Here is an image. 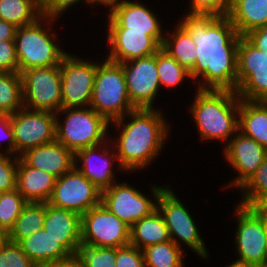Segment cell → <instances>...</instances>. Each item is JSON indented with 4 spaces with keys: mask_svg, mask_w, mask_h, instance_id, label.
I'll return each instance as SVG.
<instances>
[{
    "mask_svg": "<svg viewBox=\"0 0 267 267\" xmlns=\"http://www.w3.org/2000/svg\"><path fill=\"white\" fill-rule=\"evenodd\" d=\"M180 24L196 44L197 58L190 76L194 82L201 76L204 79L205 84L199 82L198 89L236 91L238 43L241 36L231 20L227 16L188 13Z\"/></svg>",
    "mask_w": 267,
    "mask_h": 267,
    "instance_id": "6da1fadb",
    "label": "cell"
},
{
    "mask_svg": "<svg viewBox=\"0 0 267 267\" xmlns=\"http://www.w3.org/2000/svg\"><path fill=\"white\" fill-rule=\"evenodd\" d=\"M128 115L132 120L127 124L123 123L124 116L113 121L117 127H124L115 146L118 168L127 171L146 167L163 147L169 130L164 116L153 108H137Z\"/></svg>",
    "mask_w": 267,
    "mask_h": 267,
    "instance_id": "7a4b0ae2",
    "label": "cell"
},
{
    "mask_svg": "<svg viewBox=\"0 0 267 267\" xmlns=\"http://www.w3.org/2000/svg\"><path fill=\"white\" fill-rule=\"evenodd\" d=\"M191 107L202 140L225 141L238 131L240 99L236 91L197 89Z\"/></svg>",
    "mask_w": 267,
    "mask_h": 267,
    "instance_id": "3957f363",
    "label": "cell"
},
{
    "mask_svg": "<svg viewBox=\"0 0 267 267\" xmlns=\"http://www.w3.org/2000/svg\"><path fill=\"white\" fill-rule=\"evenodd\" d=\"M90 107L112 124L137 109L129 98L121 63L106 59L97 64Z\"/></svg>",
    "mask_w": 267,
    "mask_h": 267,
    "instance_id": "277c9868",
    "label": "cell"
},
{
    "mask_svg": "<svg viewBox=\"0 0 267 267\" xmlns=\"http://www.w3.org/2000/svg\"><path fill=\"white\" fill-rule=\"evenodd\" d=\"M44 19L48 24H52L50 21L56 18L42 15L34 23L17 28L14 41L19 73L32 68L60 65L67 55L54 43L56 34L51 35L48 30L42 28L41 20Z\"/></svg>",
    "mask_w": 267,
    "mask_h": 267,
    "instance_id": "5b68a950",
    "label": "cell"
},
{
    "mask_svg": "<svg viewBox=\"0 0 267 267\" xmlns=\"http://www.w3.org/2000/svg\"><path fill=\"white\" fill-rule=\"evenodd\" d=\"M61 108L66 113L63 124L56 119V140L70 149L74 154L83 148L101 145L104 143L109 123L99 115L92 107ZM103 139V140H102Z\"/></svg>",
    "mask_w": 267,
    "mask_h": 267,
    "instance_id": "8992f818",
    "label": "cell"
},
{
    "mask_svg": "<svg viewBox=\"0 0 267 267\" xmlns=\"http://www.w3.org/2000/svg\"><path fill=\"white\" fill-rule=\"evenodd\" d=\"M152 191L157 200V209L163 215L171 240L180 246L176 238L178 237L200 257L207 258V249H205L195 221L182 202L168 188L153 186Z\"/></svg>",
    "mask_w": 267,
    "mask_h": 267,
    "instance_id": "52a82bcc",
    "label": "cell"
},
{
    "mask_svg": "<svg viewBox=\"0 0 267 267\" xmlns=\"http://www.w3.org/2000/svg\"><path fill=\"white\" fill-rule=\"evenodd\" d=\"M25 108L57 113L62 105L60 65L32 68L20 73Z\"/></svg>",
    "mask_w": 267,
    "mask_h": 267,
    "instance_id": "ba28073f",
    "label": "cell"
},
{
    "mask_svg": "<svg viewBox=\"0 0 267 267\" xmlns=\"http://www.w3.org/2000/svg\"><path fill=\"white\" fill-rule=\"evenodd\" d=\"M236 93L239 99L267 102V53L244 36L238 43Z\"/></svg>",
    "mask_w": 267,
    "mask_h": 267,
    "instance_id": "9c48e42d",
    "label": "cell"
},
{
    "mask_svg": "<svg viewBox=\"0 0 267 267\" xmlns=\"http://www.w3.org/2000/svg\"><path fill=\"white\" fill-rule=\"evenodd\" d=\"M130 242V227L102 203L81 215V245L118 248Z\"/></svg>",
    "mask_w": 267,
    "mask_h": 267,
    "instance_id": "30bf717a",
    "label": "cell"
},
{
    "mask_svg": "<svg viewBox=\"0 0 267 267\" xmlns=\"http://www.w3.org/2000/svg\"><path fill=\"white\" fill-rule=\"evenodd\" d=\"M56 113L22 107L10 115L15 140V153L56 140Z\"/></svg>",
    "mask_w": 267,
    "mask_h": 267,
    "instance_id": "8fae6325",
    "label": "cell"
},
{
    "mask_svg": "<svg viewBox=\"0 0 267 267\" xmlns=\"http://www.w3.org/2000/svg\"><path fill=\"white\" fill-rule=\"evenodd\" d=\"M47 203L83 215L101 203V191L74 166L56 179Z\"/></svg>",
    "mask_w": 267,
    "mask_h": 267,
    "instance_id": "7c38bea8",
    "label": "cell"
},
{
    "mask_svg": "<svg viewBox=\"0 0 267 267\" xmlns=\"http://www.w3.org/2000/svg\"><path fill=\"white\" fill-rule=\"evenodd\" d=\"M97 64L67 54L61 64V108L90 106ZM84 105V106H83Z\"/></svg>",
    "mask_w": 267,
    "mask_h": 267,
    "instance_id": "4fadbf2b",
    "label": "cell"
},
{
    "mask_svg": "<svg viewBox=\"0 0 267 267\" xmlns=\"http://www.w3.org/2000/svg\"><path fill=\"white\" fill-rule=\"evenodd\" d=\"M121 64L131 103L136 108L152 109L153 101L161 87L157 71L156 53Z\"/></svg>",
    "mask_w": 267,
    "mask_h": 267,
    "instance_id": "5bb4252c",
    "label": "cell"
},
{
    "mask_svg": "<svg viewBox=\"0 0 267 267\" xmlns=\"http://www.w3.org/2000/svg\"><path fill=\"white\" fill-rule=\"evenodd\" d=\"M235 245L238 260L259 267L267 259V242L261 218L248 206L238 204Z\"/></svg>",
    "mask_w": 267,
    "mask_h": 267,
    "instance_id": "9a60e30c",
    "label": "cell"
},
{
    "mask_svg": "<svg viewBox=\"0 0 267 267\" xmlns=\"http://www.w3.org/2000/svg\"><path fill=\"white\" fill-rule=\"evenodd\" d=\"M154 201L126 183H115L101 192V203L129 227L157 209Z\"/></svg>",
    "mask_w": 267,
    "mask_h": 267,
    "instance_id": "2e32d148",
    "label": "cell"
},
{
    "mask_svg": "<svg viewBox=\"0 0 267 267\" xmlns=\"http://www.w3.org/2000/svg\"><path fill=\"white\" fill-rule=\"evenodd\" d=\"M154 15L141 3L119 0L110 5L108 31L146 32L162 46L165 35Z\"/></svg>",
    "mask_w": 267,
    "mask_h": 267,
    "instance_id": "e0dca14e",
    "label": "cell"
},
{
    "mask_svg": "<svg viewBox=\"0 0 267 267\" xmlns=\"http://www.w3.org/2000/svg\"><path fill=\"white\" fill-rule=\"evenodd\" d=\"M224 148L225 158L239 172L230 187L240 188L258 169L267 156V149L253 138L236 133Z\"/></svg>",
    "mask_w": 267,
    "mask_h": 267,
    "instance_id": "ac0fdd59",
    "label": "cell"
},
{
    "mask_svg": "<svg viewBox=\"0 0 267 267\" xmlns=\"http://www.w3.org/2000/svg\"><path fill=\"white\" fill-rule=\"evenodd\" d=\"M107 36L111 50L106 59L116 63L147 57L161 48V45L146 32L109 31Z\"/></svg>",
    "mask_w": 267,
    "mask_h": 267,
    "instance_id": "d6986e66",
    "label": "cell"
},
{
    "mask_svg": "<svg viewBox=\"0 0 267 267\" xmlns=\"http://www.w3.org/2000/svg\"><path fill=\"white\" fill-rule=\"evenodd\" d=\"M43 229L57 240L71 255L81 246V215L46 203Z\"/></svg>",
    "mask_w": 267,
    "mask_h": 267,
    "instance_id": "ffe728a7",
    "label": "cell"
},
{
    "mask_svg": "<svg viewBox=\"0 0 267 267\" xmlns=\"http://www.w3.org/2000/svg\"><path fill=\"white\" fill-rule=\"evenodd\" d=\"M19 157L28 166L43 170L56 179L75 166V154L57 140L28 149Z\"/></svg>",
    "mask_w": 267,
    "mask_h": 267,
    "instance_id": "44dd1931",
    "label": "cell"
},
{
    "mask_svg": "<svg viewBox=\"0 0 267 267\" xmlns=\"http://www.w3.org/2000/svg\"><path fill=\"white\" fill-rule=\"evenodd\" d=\"M55 181L53 175L28 166L18 156L16 189L27 202L47 203L52 195Z\"/></svg>",
    "mask_w": 267,
    "mask_h": 267,
    "instance_id": "7402d4cb",
    "label": "cell"
},
{
    "mask_svg": "<svg viewBox=\"0 0 267 267\" xmlns=\"http://www.w3.org/2000/svg\"><path fill=\"white\" fill-rule=\"evenodd\" d=\"M99 146L100 145H96L78 150L75 153V167L101 192H103L115 183L113 182L115 180L113 179L115 176L113 174V168L111 169L113 164V160L111 159H118V157L114 153L110 154L111 151H107L108 148L104 145L103 147H105V151L103 150L101 153L102 155H99L100 157L98 156V163H95L97 160L94 161V155L96 156L95 153L97 152ZM106 156H108V158ZM79 160L82 161V168L80 169V166H77V162H79Z\"/></svg>",
    "mask_w": 267,
    "mask_h": 267,
    "instance_id": "603a6c76",
    "label": "cell"
},
{
    "mask_svg": "<svg viewBox=\"0 0 267 267\" xmlns=\"http://www.w3.org/2000/svg\"><path fill=\"white\" fill-rule=\"evenodd\" d=\"M22 251L36 265L63 260L71 254L46 230L41 229L18 243Z\"/></svg>",
    "mask_w": 267,
    "mask_h": 267,
    "instance_id": "cb8c5ba5",
    "label": "cell"
},
{
    "mask_svg": "<svg viewBox=\"0 0 267 267\" xmlns=\"http://www.w3.org/2000/svg\"><path fill=\"white\" fill-rule=\"evenodd\" d=\"M227 17L240 36L267 25V0H230Z\"/></svg>",
    "mask_w": 267,
    "mask_h": 267,
    "instance_id": "d4e9b609",
    "label": "cell"
},
{
    "mask_svg": "<svg viewBox=\"0 0 267 267\" xmlns=\"http://www.w3.org/2000/svg\"><path fill=\"white\" fill-rule=\"evenodd\" d=\"M238 132L267 149V102L240 99Z\"/></svg>",
    "mask_w": 267,
    "mask_h": 267,
    "instance_id": "484cf974",
    "label": "cell"
},
{
    "mask_svg": "<svg viewBox=\"0 0 267 267\" xmlns=\"http://www.w3.org/2000/svg\"><path fill=\"white\" fill-rule=\"evenodd\" d=\"M171 241L163 215L155 209L130 227V245L140 250L150 245Z\"/></svg>",
    "mask_w": 267,
    "mask_h": 267,
    "instance_id": "4316f807",
    "label": "cell"
},
{
    "mask_svg": "<svg viewBox=\"0 0 267 267\" xmlns=\"http://www.w3.org/2000/svg\"><path fill=\"white\" fill-rule=\"evenodd\" d=\"M171 36V39H168L167 35L164 37L161 48L190 72L197 58L196 44L192 36L181 24H178Z\"/></svg>",
    "mask_w": 267,
    "mask_h": 267,
    "instance_id": "83f0119b",
    "label": "cell"
},
{
    "mask_svg": "<svg viewBox=\"0 0 267 267\" xmlns=\"http://www.w3.org/2000/svg\"><path fill=\"white\" fill-rule=\"evenodd\" d=\"M41 16L40 0H0V19L17 28L32 24Z\"/></svg>",
    "mask_w": 267,
    "mask_h": 267,
    "instance_id": "f1b7e54d",
    "label": "cell"
},
{
    "mask_svg": "<svg viewBox=\"0 0 267 267\" xmlns=\"http://www.w3.org/2000/svg\"><path fill=\"white\" fill-rule=\"evenodd\" d=\"M45 212L46 203L28 202L9 231V241L19 243L22 239L43 229Z\"/></svg>",
    "mask_w": 267,
    "mask_h": 267,
    "instance_id": "f546056e",
    "label": "cell"
},
{
    "mask_svg": "<svg viewBox=\"0 0 267 267\" xmlns=\"http://www.w3.org/2000/svg\"><path fill=\"white\" fill-rule=\"evenodd\" d=\"M22 107L24 104L20 73L0 71V113L11 115Z\"/></svg>",
    "mask_w": 267,
    "mask_h": 267,
    "instance_id": "4dcf8cb0",
    "label": "cell"
},
{
    "mask_svg": "<svg viewBox=\"0 0 267 267\" xmlns=\"http://www.w3.org/2000/svg\"><path fill=\"white\" fill-rule=\"evenodd\" d=\"M145 267H183V251L172 240L143 249Z\"/></svg>",
    "mask_w": 267,
    "mask_h": 267,
    "instance_id": "1f68e13d",
    "label": "cell"
},
{
    "mask_svg": "<svg viewBox=\"0 0 267 267\" xmlns=\"http://www.w3.org/2000/svg\"><path fill=\"white\" fill-rule=\"evenodd\" d=\"M156 64L160 85L172 88L185 77L191 78L190 72L162 48L156 52Z\"/></svg>",
    "mask_w": 267,
    "mask_h": 267,
    "instance_id": "d6a6232c",
    "label": "cell"
},
{
    "mask_svg": "<svg viewBox=\"0 0 267 267\" xmlns=\"http://www.w3.org/2000/svg\"><path fill=\"white\" fill-rule=\"evenodd\" d=\"M27 203L17 189L3 192L0 198V227L9 232Z\"/></svg>",
    "mask_w": 267,
    "mask_h": 267,
    "instance_id": "836d02e7",
    "label": "cell"
},
{
    "mask_svg": "<svg viewBox=\"0 0 267 267\" xmlns=\"http://www.w3.org/2000/svg\"><path fill=\"white\" fill-rule=\"evenodd\" d=\"M244 191L240 205L252 206L265 192H267V156L257 171L240 187Z\"/></svg>",
    "mask_w": 267,
    "mask_h": 267,
    "instance_id": "e575fe53",
    "label": "cell"
},
{
    "mask_svg": "<svg viewBox=\"0 0 267 267\" xmlns=\"http://www.w3.org/2000/svg\"><path fill=\"white\" fill-rule=\"evenodd\" d=\"M77 255L85 267H116V248L81 245Z\"/></svg>",
    "mask_w": 267,
    "mask_h": 267,
    "instance_id": "d590c367",
    "label": "cell"
},
{
    "mask_svg": "<svg viewBox=\"0 0 267 267\" xmlns=\"http://www.w3.org/2000/svg\"><path fill=\"white\" fill-rule=\"evenodd\" d=\"M0 267H38L22 251L20 245L9 241L0 249Z\"/></svg>",
    "mask_w": 267,
    "mask_h": 267,
    "instance_id": "8d00e7d4",
    "label": "cell"
},
{
    "mask_svg": "<svg viewBox=\"0 0 267 267\" xmlns=\"http://www.w3.org/2000/svg\"><path fill=\"white\" fill-rule=\"evenodd\" d=\"M12 155L0 153V190L2 192L16 189L18 156L15 154L13 161Z\"/></svg>",
    "mask_w": 267,
    "mask_h": 267,
    "instance_id": "74e56055",
    "label": "cell"
},
{
    "mask_svg": "<svg viewBox=\"0 0 267 267\" xmlns=\"http://www.w3.org/2000/svg\"><path fill=\"white\" fill-rule=\"evenodd\" d=\"M116 267H145L143 250L126 245L116 248Z\"/></svg>",
    "mask_w": 267,
    "mask_h": 267,
    "instance_id": "f35d334b",
    "label": "cell"
},
{
    "mask_svg": "<svg viewBox=\"0 0 267 267\" xmlns=\"http://www.w3.org/2000/svg\"><path fill=\"white\" fill-rule=\"evenodd\" d=\"M189 13L214 14L227 16L230 0H191Z\"/></svg>",
    "mask_w": 267,
    "mask_h": 267,
    "instance_id": "ab89813d",
    "label": "cell"
},
{
    "mask_svg": "<svg viewBox=\"0 0 267 267\" xmlns=\"http://www.w3.org/2000/svg\"><path fill=\"white\" fill-rule=\"evenodd\" d=\"M0 71L18 72V58L14 40L0 41Z\"/></svg>",
    "mask_w": 267,
    "mask_h": 267,
    "instance_id": "60d3db41",
    "label": "cell"
},
{
    "mask_svg": "<svg viewBox=\"0 0 267 267\" xmlns=\"http://www.w3.org/2000/svg\"><path fill=\"white\" fill-rule=\"evenodd\" d=\"M81 0H40V8L42 15L47 17L57 18L59 14H63L68 7H71L72 4L75 5ZM93 3L92 0H86V3Z\"/></svg>",
    "mask_w": 267,
    "mask_h": 267,
    "instance_id": "b9f144b4",
    "label": "cell"
},
{
    "mask_svg": "<svg viewBox=\"0 0 267 267\" xmlns=\"http://www.w3.org/2000/svg\"><path fill=\"white\" fill-rule=\"evenodd\" d=\"M244 37L257 49L267 53V25L251 30Z\"/></svg>",
    "mask_w": 267,
    "mask_h": 267,
    "instance_id": "7bdbcfd3",
    "label": "cell"
},
{
    "mask_svg": "<svg viewBox=\"0 0 267 267\" xmlns=\"http://www.w3.org/2000/svg\"><path fill=\"white\" fill-rule=\"evenodd\" d=\"M0 131H1L0 134L2 133V135L0 136H3L2 138L4 139H8L9 146L7 147L6 151L9 154H14L15 153V140H14L13 129L11 127L9 114L0 113Z\"/></svg>",
    "mask_w": 267,
    "mask_h": 267,
    "instance_id": "ee69618b",
    "label": "cell"
},
{
    "mask_svg": "<svg viewBox=\"0 0 267 267\" xmlns=\"http://www.w3.org/2000/svg\"><path fill=\"white\" fill-rule=\"evenodd\" d=\"M39 267H85V265L83 261L80 259V257L77 254H75L63 260L51 261L49 263H45Z\"/></svg>",
    "mask_w": 267,
    "mask_h": 267,
    "instance_id": "f6af8a7d",
    "label": "cell"
},
{
    "mask_svg": "<svg viewBox=\"0 0 267 267\" xmlns=\"http://www.w3.org/2000/svg\"><path fill=\"white\" fill-rule=\"evenodd\" d=\"M17 27L0 19V41L14 40Z\"/></svg>",
    "mask_w": 267,
    "mask_h": 267,
    "instance_id": "bcb514c9",
    "label": "cell"
},
{
    "mask_svg": "<svg viewBox=\"0 0 267 267\" xmlns=\"http://www.w3.org/2000/svg\"><path fill=\"white\" fill-rule=\"evenodd\" d=\"M250 208L253 211L267 212V192H265Z\"/></svg>",
    "mask_w": 267,
    "mask_h": 267,
    "instance_id": "7dc6e473",
    "label": "cell"
},
{
    "mask_svg": "<svg viewBox=\"0 0 267 267\" xmlns=\"http://www.w3.org/2000/svg\"><path fill=\"white\" fill-rule=\"evenodd\" d=\"M9 242V232L0 227V249H2Z\"/></svg>",
    "mask_w": 267,
    "mask_h": 267,
    "instance_id": "c3c4849f",
    "label": "cell"
},
{
    "mask_svg": "<svg viewBox=\"0 0 267 267\" xmlns=\"http://www.w3.org/2000/svg\"><path fill=\"white\" fill-rule=\"evenodd\" d=\"M262 220L263 224V229L266 237V242H267V212L263 211H254Z\"/></svg>",
    "mask_w": 267,
    "mask_h": 267,
    "instance_id": "681fc988",
    "label": "cell"
},
{
    "mask_svg": "<svg viewBox=\"0 0 267 267\" xmlns=\"http://www.w3.org/2000/svg\"><path fill=\"white\" fill-rule=\"evenodd\" d=\"M228 267H255V266H253L252 264L246 263L242 260H236Z\"/></svg>",
    "mask_w": 267,
    "mask_h": 267,
    "instance_id": "f907efd6",
    "label": "cell"
},
{
    "mask_svg": "<svg viewBox=\"0 0 267 267\" xmlns=\"http://www.w3.org/2000/svg\"><path fill=\"white\" fill-rule=\"evenodd\" d=\"M94 3H100L103 4L104 6L107 5L110 6L111 4L118 2L119 0H92Z\"/></svg>",
    "mask_w": 267,
    "mask_h": 267,
    "instance_id": "816d5d0a",
    "label": "cell"
},
{
    "mask_svg": "<svg viewBox=\"0 0 267 267\" xmlns=\"http://www.w3.org/2000/svg\"><path fill=\"white\" fill-rule=\"evenodd\" d=\"M259 267H267V259Z\"/></svg>",
    "mask_w": 267,
    "mask_h": 267,
    "instance_id": "f5cc1de1",
    "label": "cell"
}]
</instances>
